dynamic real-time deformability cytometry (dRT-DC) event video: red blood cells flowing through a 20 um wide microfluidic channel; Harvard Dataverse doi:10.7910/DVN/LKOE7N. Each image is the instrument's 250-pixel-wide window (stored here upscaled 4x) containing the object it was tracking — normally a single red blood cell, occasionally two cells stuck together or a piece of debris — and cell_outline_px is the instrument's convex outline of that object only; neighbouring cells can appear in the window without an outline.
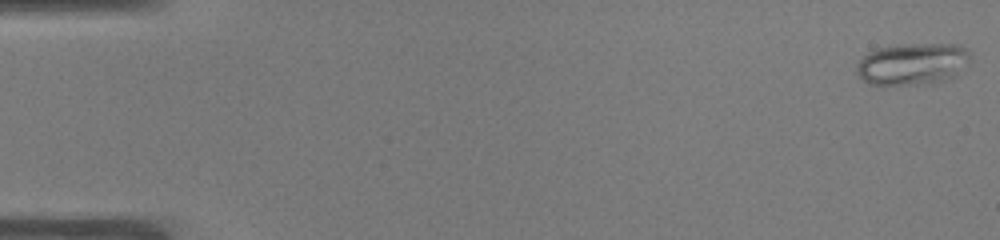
{"species": "common noctule bat (a hibernating species)", "species_latin": "Nyctalus noctula", "temperature_condition": "warm", "stored_images_in_passage": 52, "camera_frame_rate_fps": 3000, "um_per_image_px": 0.085, "animal": {"sex": "male", "body_mass_g": 19.0, "forearm_length_mm": 50.8}, "frame": {"image": 1, "passage_image": 1, "time_ms": 0.0, "image_size_px": [1000, 240], "cell_outline_px": [[968, 64], [956, 76], [948, 80], [916, 84], [868, 84], [856, 72], [856, 68], [860, 60], [868, 52], [880, 48], [904, 44], [956, 44], [964, 48], [968, 52]], "centroid_in_image_um": [77.58, 5.43], "position_along_channel_um": 7.4, "area_um2": 27.4}}
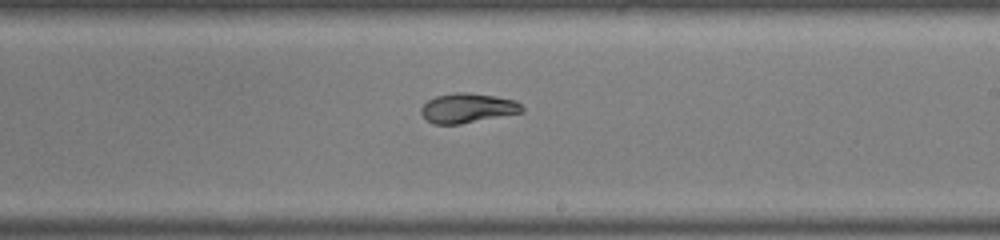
{"frame": {"image": 2, "passage_image": 31, "time_ms": 10.0, "image_size_px": [1000, 240], "cell_outline_px": [[524, 112], [460, 124], [432, 124], [420, 112], [420, 108], [428, 100], [436, 96], [456, 92], [468, 92], [496, 96], [516, 100], [524, 108]], "centroid_in_image_um": [39.76, 9.18], "position_along_channel_um": 249.2, "area_um2": 17.46}}
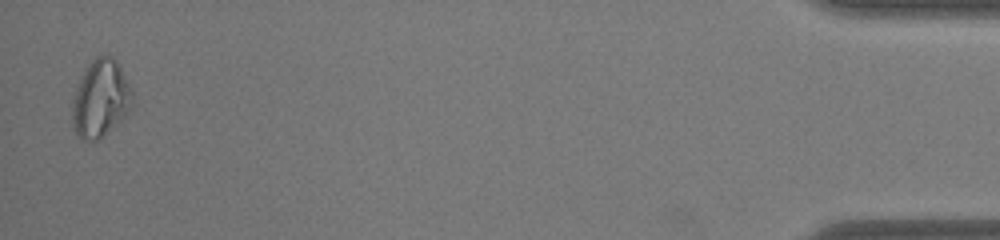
{"frame": {"image": 3, "passage_image": 51, "time_ms": 16.667, "image_size_px": [1000, 240], "cell_outline_px": [[132, 104], [124, 116], [96, 140], [80, 140], [72, 128], [72, 100], [76, 88], [88, 64], [96, 56], [112, 56], [116, 60], [132, 92]], "centroid_in_image_um": [8.5, 8.38], "position_along_channel_um": 426.7, "area_um2": 26.47}, "authors_computed_cell_mechanics": {"area_um2": 19.7965, "velocity_mm_per_s": 3.9311, "shape_relaxation_time_tau1_ms": null, "shape_relaxation_time_tau2_ms": 1.1811, "deformation_change_tau1": null, "deformation_change_tau2": 0.0682}}